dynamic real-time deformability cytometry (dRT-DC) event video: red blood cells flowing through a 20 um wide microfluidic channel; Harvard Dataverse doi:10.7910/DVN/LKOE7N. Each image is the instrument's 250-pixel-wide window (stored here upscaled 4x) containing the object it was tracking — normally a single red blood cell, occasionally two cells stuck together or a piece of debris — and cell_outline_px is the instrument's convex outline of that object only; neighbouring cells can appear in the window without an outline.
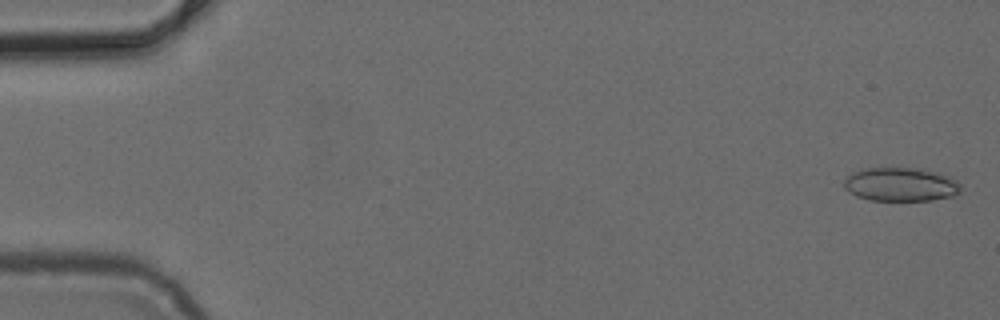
{"species": "common noctule bat (a hibernating species)", "species_latin": "Nyctalus noctula", "temperature_condition": "cold", "stored_images_in_passage": 49, "camera_frame_rate_fps": 3000, "um_per_image_px": 0.085, "animal": {"sex": "female", "body_mass_g": 24.6, "forearm_length_mm": 56.2}, "frame": {"image": 1, "passage_image": 1, "time_ms": 0.0, "image_size_px": [1000, 320], "cell_outline_px": [[960, 192], [952, 196], [932, 200], [872, 200], [856, 196], [848, 192], [844, 188], [844, 180], [848, 176], [864, 168], [924, 168], [948, 176], [956, 180], [960, 184]], "centroid_in_image_um": [76.57, 15.67], "position_along_channel_um": 8.4, "area_um2": 22.89}}
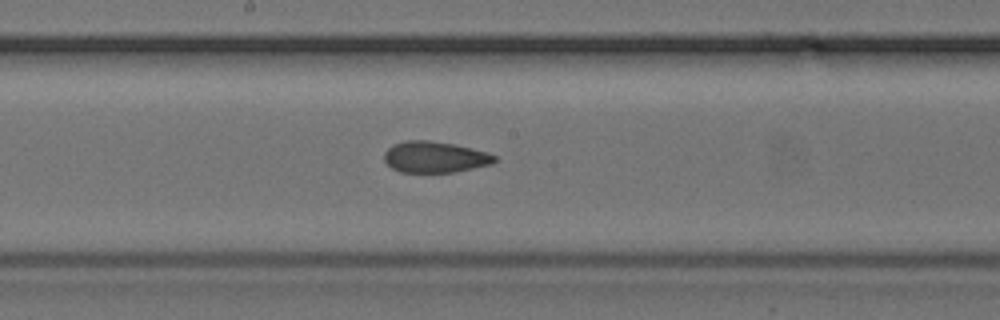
{"frame": {"image": 2, "passage_image": 26, "time_ms": 8.333, "image_size_px": [1000, 320], "cell_outline_px": [[496, 160], [492, 164], [456, 172], [400, 172], [392, 168], [384, 160], [384, 152], [392, 144], [404, 140], [428, 140], [456, 144], [472, 148], [496, 156]], "centroid_in_image_um": [36.94, 13.34], "position_along_channel_um": 211.3, "area_um2": 20.17}}
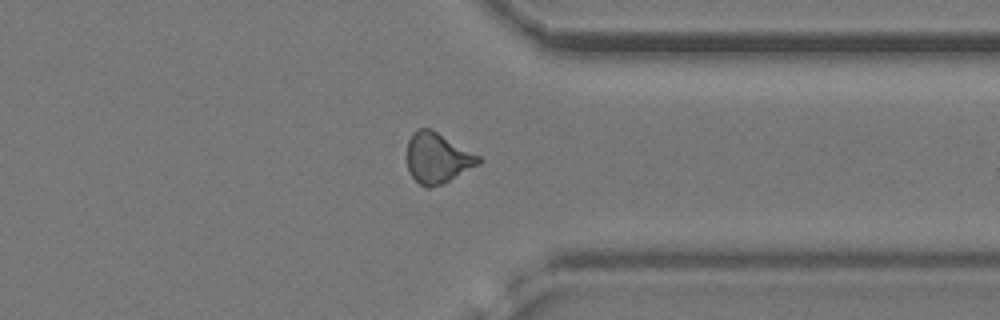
{"frame": {"image": 3, "passage_image": 38, "time_ms": 12.333, "image_size_px": [1000, 320], "cell_outline_px": [[484, 160], [480, 164], [440, 184], [428, 188], [424, 188], [408, 172], [408, 140], [412, 132], [416, 128], [432, 128], [480, 156]], "centroid_in_image_um": [37.19, 13.4], "position_along_channel_um": 374.2, "area_um2": 21.04}}